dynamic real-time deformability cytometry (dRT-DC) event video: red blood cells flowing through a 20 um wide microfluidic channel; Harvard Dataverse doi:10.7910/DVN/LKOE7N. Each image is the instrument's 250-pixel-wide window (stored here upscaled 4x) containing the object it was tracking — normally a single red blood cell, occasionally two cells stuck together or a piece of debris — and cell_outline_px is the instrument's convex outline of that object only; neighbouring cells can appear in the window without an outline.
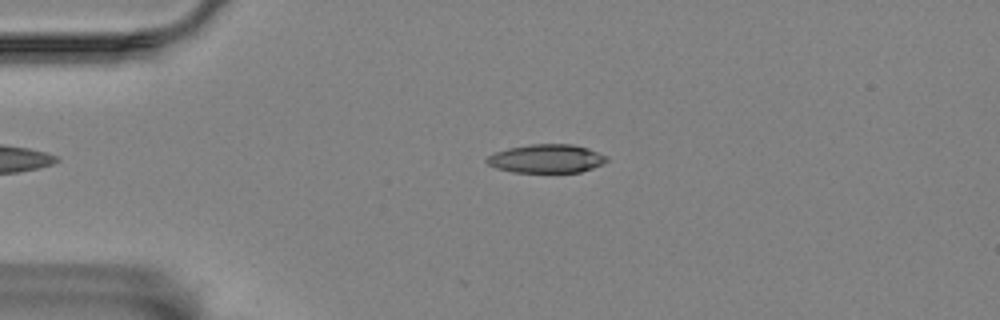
{"species": "Egyptian fruit bat (a non-hibernating species)", "species_latin": "Rousettus aegyptiacus", "temperature_condition": "room temperature", "stored_images_in_passage": 47, "camera_frame_rate_fps": 3000, "um_per_image_px": 0.085, "animal": {"sex": "female"}, "frame": {"image": 1, "passage_image": 9, "time_ms": 2.667, "image_size_px": [1000, 320], "cell_outline_px": [[608, 160], [604, 164], [580, 172], [512, 172], [496, 168], [488, 164], [484, 160], [488, 156], [496, 152], [508, 148], [532, 144], [572, 144], [588, 148], [608, 156]], "centroid_in_image_um": [46.47, 13.48], "position_along_channel_um": 38.5, "area_um2": 20.0}}
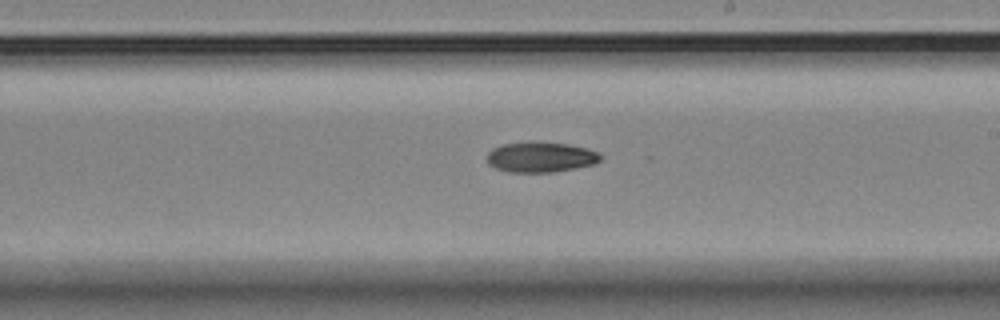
{"frame": {"image": 2, "passage_image": 29, "time_ms": 9.333, "image_size_px": [1000, 320], "cell_outline_px": [[600, 160], [596, 164], [556, 172], [508, 172], [496, 168], [488, 164], [488, 152], [492, 148], [504, 144], [532, 140], [568, 144], [588, 148], [600, 152]], "centroid_in_image_um": [45.98, 13.34], "position_along_channel_um": 243.0, "area_um2": 20.46}}
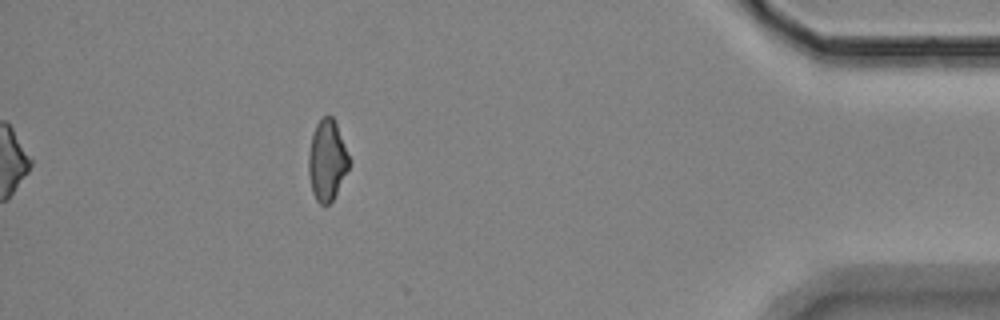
{"frame": {"image": 3, "passage_image": 47, "time_ms": 15.333, "image_size_px": [1000, 320], "cell_outline_px": [[348, 168], [332, 200], [328, 204], [320, 204], [316, 200], [312, 192], [308, 176], [308, 156], [312, 136], [316, 124], [324, 116], [332, 116], [336, 124], [348, 156]], "centroid_in_image_um": [27.75, 13.64], "position_along_channel_um": 407.4, "area_um2": 18.5}}